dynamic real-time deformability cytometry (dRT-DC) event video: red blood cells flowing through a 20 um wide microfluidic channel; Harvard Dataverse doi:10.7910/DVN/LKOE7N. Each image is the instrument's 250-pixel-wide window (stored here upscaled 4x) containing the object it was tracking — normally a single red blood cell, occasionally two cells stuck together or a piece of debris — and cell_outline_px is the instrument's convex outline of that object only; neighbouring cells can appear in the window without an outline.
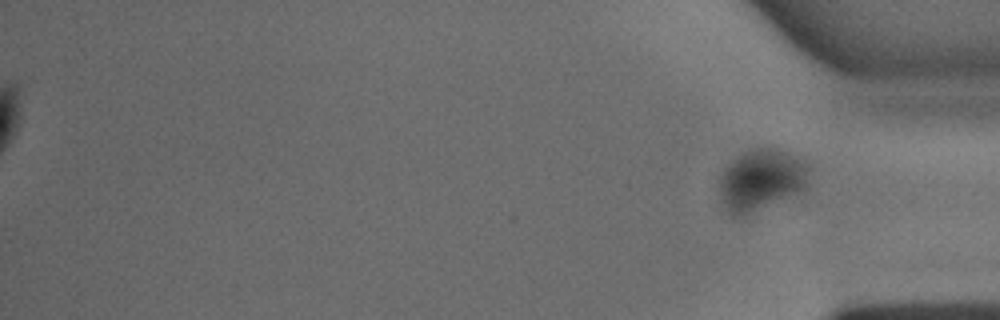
{"species": "common noctule bat (a hibernating species)", "species_latin": "Nyctalus noctula", "temperature_condition": "warm", "stored_images_in_passage": 29, "segment_of_instrument_passage": [2, 2], "camera_frame_rate_fps": 3000, "um_per_image_px": 0.085, "animal": {"sex": "male", "body_mass_g": 15.6}, "frame": {"image": 1, "passage_image": 29, "time_ms": 9.333, "image_size_px": [1000, 320], "cell_outline_px": [[812, 168], [808, 188], [800, 192], [744, 216], [732, 216], [728, 212], [720, 200], [720, 176], [728, 164], [732, 160], [748, 148], [756, 144], [772, 144], [800, 156]], "centroid_in_image_um": [64.78, 15.2], "position_along_channel_um": 370.4, "area_um2": 33.7}}